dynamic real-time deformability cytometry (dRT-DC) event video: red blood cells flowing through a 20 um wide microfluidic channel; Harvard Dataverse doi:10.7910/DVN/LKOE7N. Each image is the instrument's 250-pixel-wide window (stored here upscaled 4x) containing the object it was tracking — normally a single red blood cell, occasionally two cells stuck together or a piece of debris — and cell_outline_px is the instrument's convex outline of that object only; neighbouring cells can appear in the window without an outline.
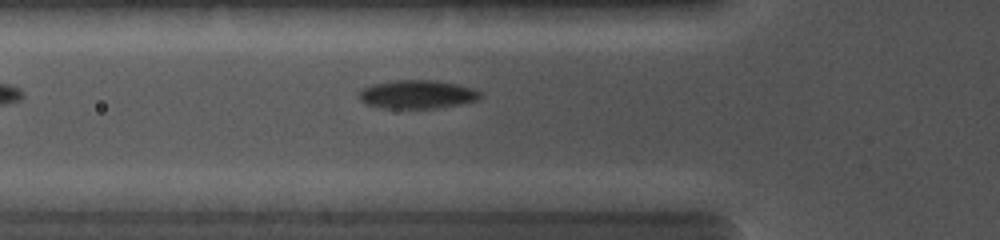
{"species": "common noctule bat (a hibernating species)", "species_latin": "Nyctalus noctula", "temperature_condition": "cold", "stored_images_in_passage": 4, "camera_frame_rate_fps": 5000, "um_per_image_px": 0.085, "animal": {"sex": "female", "body_mass_g": 19.0, "forearm_length_mm": 56.7}, "frame": {"image": 1, "passage_image": 4, "time_ms": 2.4, "image_size_px": [1000, 240], "cell_outline_px": [[484, 96], [476, 100], [460, 104], [436, 108], [380, 108], [364, 104], [360, 100], [360, 92], [364, 88], [372, 84], [396, 80], [436, 80], [456, 84], [472, 88], [480, 92]], "centroid_in_image_um": [35.46, 8.02], "position_along_channel_um": 90.3, "area_um2": 20.11}}